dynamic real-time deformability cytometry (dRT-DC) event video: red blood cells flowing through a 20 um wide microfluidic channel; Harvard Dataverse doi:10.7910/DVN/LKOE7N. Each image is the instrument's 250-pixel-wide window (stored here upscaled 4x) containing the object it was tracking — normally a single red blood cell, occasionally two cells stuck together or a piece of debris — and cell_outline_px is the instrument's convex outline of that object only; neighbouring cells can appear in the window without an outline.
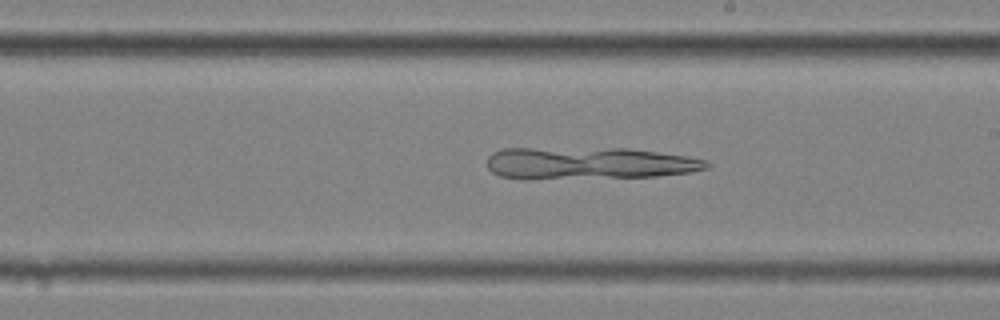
{"species": "common noctule bat (a hibernating species)", "species_latin": "Nyctalus noctula", "temperature_condition": "cold", "stored_images_in_passage": 54, "camera_frame_rate_fps": 3000, "um_per_image_px": 0.085, "animal": {"sex": "female", "body_mass_g": 25.1}, "frame": {"image": 1, "passage_image": 31, "time_ms": 10.0, "image_size_px": [1000, 320], "cell_outline_px": [[712, 164], [708, 168], [688, 172], [656, 176], [528, 180], [500, 176], [492, 172], [488, 168], [488, 156], [492, 152], [504, 148], [628, 148], [684, 156], [704, 160]], "centroid_in_image_um": [49.97, 13.88], "position_along_channel_um": 239.0, "area_um2": 41.44}}